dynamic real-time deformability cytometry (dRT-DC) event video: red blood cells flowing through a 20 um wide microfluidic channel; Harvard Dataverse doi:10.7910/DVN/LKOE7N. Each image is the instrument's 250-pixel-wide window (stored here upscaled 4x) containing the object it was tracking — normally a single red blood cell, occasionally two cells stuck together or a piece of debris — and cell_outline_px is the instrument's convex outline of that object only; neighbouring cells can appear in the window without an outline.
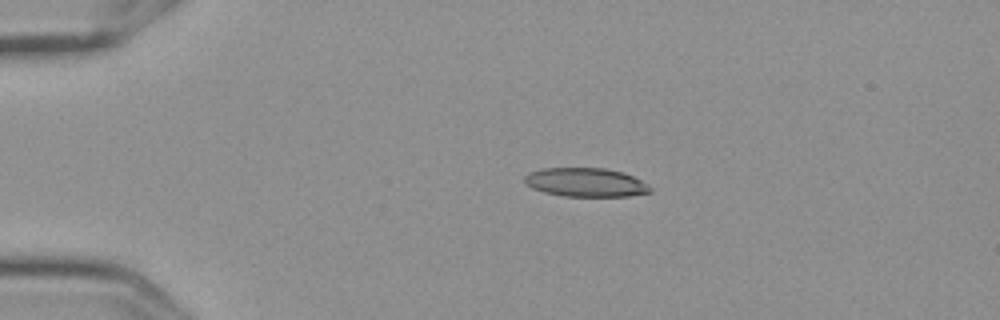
{"species": "Egyptian fruit bat (a non-hibernating species)", "species_latin": "Rousettus aegyptiacus", "temperature_condition": "cold", "stored_images_in_passage": 3, "camera_frame_rate_fps": 3000, "um_per_image_px": 0.085, "frame": {"image": 1, "passage_image": 1, "time_ms": 0.0, "image_size_px": [1000, 320], "cell_outline_px": [[652, 192], [628, 196], [564, 196], [544, 192], [532, 188], [524, 184], [524, 176], [528, 172], [544, 168], [604, 168], [624, 172], [648, 184], [652, 188]], "centroid_in_image_um": [49.77, 15.5], "position_along_channel_um": 35.2, "area_um2": 21.21}}
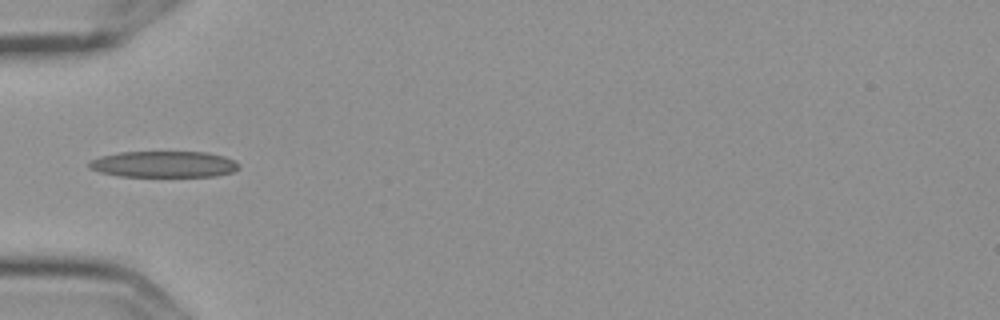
{"frame": {"image": 2, "passage_image": 3, "time_ms": 0.667, "image_size_px": [1000, 320], "cell_outline_px": [[240, 168], [232, 172], [216, 176], [120, 176], [100, 172], [88, 168], [88, 164], [92, 160], [100, 156], [120, 152], [204, 152], [224, 156], [236, 160], [240, 164]], "centroid_in_image_um": [13.95, 13.96], "position_along_channel_um": 71.0, "area_um2": 22.95}}